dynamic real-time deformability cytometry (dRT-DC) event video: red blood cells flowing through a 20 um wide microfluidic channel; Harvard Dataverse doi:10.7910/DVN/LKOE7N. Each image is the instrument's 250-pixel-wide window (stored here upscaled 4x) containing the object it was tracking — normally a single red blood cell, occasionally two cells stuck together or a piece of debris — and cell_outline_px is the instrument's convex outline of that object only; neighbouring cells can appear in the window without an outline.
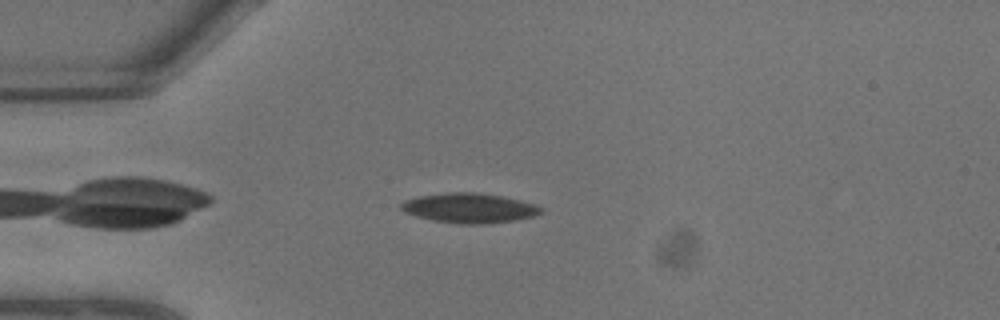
{"species": "common noctule bat (a hibernating species)", "species_latin": "Nyctalus noctula", "temperature_condition": "warm", "stored_images_in_passage": 3, "camera_frame_rate_fps": 3000, "um_per_image_px": 0.085, "animal": {"sex": "male", "body_mass_g": 13.3}, "frame": {"image": 1, "passage_image": 2, "time_ms": 0.333, "image_size_px": [1000, 320], "cell_outline_px": [[544, 212], [536, 216], [516, 220], [488, 224], [460, 224], [432, 220], [416, 216], [404, 212], [400, 208], [400, 204], [404, 200], [420, 196], [452, 192], [476, 192], [500, 196], [520, 200], [536, 204], [544, 208]], "centroid_in_image_um": [39.94, 17.69], "position_along_channel_um": 45.1, "area_um2": 24.45}}